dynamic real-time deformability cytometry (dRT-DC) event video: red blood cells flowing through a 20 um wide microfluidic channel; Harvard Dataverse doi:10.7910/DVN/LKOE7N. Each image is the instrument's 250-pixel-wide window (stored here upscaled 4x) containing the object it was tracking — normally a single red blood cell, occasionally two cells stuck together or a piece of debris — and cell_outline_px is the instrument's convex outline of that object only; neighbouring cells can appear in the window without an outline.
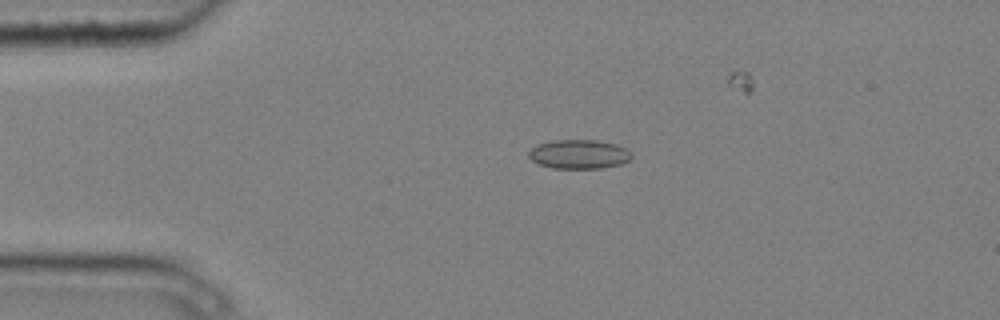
{"species": "common noctule bat (a hibernating species)", "species_latin": "Nyctalus noctula", "temperature_condition": "cold", "stored_images_in_passage": 5, "camera_frame_rate_fps": 3000, "um_per_image_px": 0.085, "animal": {"sex": "male", "body_mass_g": 20.4}, "frame": {"image": 1, "passage_image": 3, "time_ms": 0.667, "image_size_px": [1000, 320], "cell_outline_px": [[632, 156], [628, 160], [620, 164], [604, 168], [552, 168], [540, 164], [532, 160], [528, 156], [528, 152], [532, 148], [540, 144], [552, 140], [596, 140], [616, 144], [632, 152]], "centroid_in_image_um": [49.22, 13.11], "position_along_channel_um": 35.8, "area_um2": 17.34}}